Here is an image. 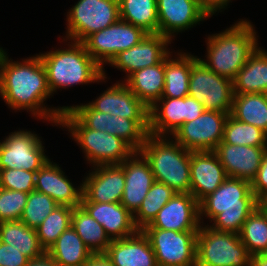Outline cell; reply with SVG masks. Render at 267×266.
Segmentation results:
<instances>
[{"label": "cell", "instance_id": "obj_1", "mask_svg": "<svg viewBox=\"0 0 267 266\" xmlns=\"http://www.w3.org/2000/svg\"><path fill=\"white\" fill-rule=\"evenodd\" d=\"M50 96L46 69L38 54L13 61L7 51L1 49L0 97L9 109L26 110L35 120L39 118L57 127L66 106L49 108L45 101Z\"/></svg>", "mask_w": 267, "mask_h": 266}, {"label": "cell", "instance_id": "obj_2", "mask_svg": "<svg viewBox=\"0 0 267 266\" xmlns=\"http://www.w3.org/2000/svg\"><path fill=\"white\" fill-rule=\"evenodd\" d=\"M257 207L258 199L251 190V183L228 177L199 202L200 223L205 224L204 219L207 218L210 228L239 234L244 222Z\"/></svg>", "mask_w": 267, "mask_h": 266}, {"label": "cell", "instance_id": "obj_3", "mask_svg": "<svg viewBox=\"0 0 267 266\" xmlns=\"http://www.w3.org/2000/svg\"><path fill=\"white\" fill-rule=\"evenodd\" d=\"M65 45L39 53L47 73V83L53 95L61 89H69L74 85H90L91 83H106L108 76L86 51L81 42L61 39ZM69 41V42H68ZM66 42V43H65ZM67 45V47H66Z\"/></svg>", "mask_w": 267, "mask_h": 266}, {"label": "cell", "instance_id": "obj_4", "mask_svg": "<svg viewBox=\"0 0 267 266\" xmlns=\"http://www.w3.org/2000/svg\"><path fill=\"white\" fill-rule=\"evenodd\" d=\"M239 20L219 33L208 34L206 59L199 58L211 71L231 80L260 44L253 22Z\"/></svg>", "mask_w": 267, "mask_h": 266}, {"label": "cell", "instance_id": "obj_5", "mask_svg": "<svg viewBox=\"0 0 267 266\" xmlns=\"http://www.w3.org/2000/svg\"><path fill=\"white\" fill-rule=\"evenodd\" d=\"M139 152L149 162L154 179L176 193H190L191 151L171 136L148 134Z\"/></svg>", "mask_w": 267, "mask_h": 266}, {"label": "cell", "instance_id": "obj_6", "mask_svg": "<svg viewBox=\"0 0 267 266\" xmlns=\"http://www.w3.org/2000/svg\"><path fill=\"white\" fill-rule=\"evenodd\" d=\"M58 127L68 130L70 139L79 145L91 167L120 165L135 152L122 138L87 128L68 108L62 113Z\"/></svg>", "mask_w": 267, "mask_h": 266}, {"label": "cell", "instance_id": "obj_7", "mask_svg": "<svg viewBox=\"0 0 267 266\" xmlns=\"http://www.w3.org/2000/svg\"><path fill=\"white\" fill-rule=\"evenodd\" d=\"M251 255L238 233L201 224L197 232L196 266H249Z\"/></svg>", "mask_w": 267, "mask_h": 266}, {"label": "cell", "instance_id": "obj_8", "mask_svg": "<svg viewBox=\"0 0 267 266\" xmlns=\"http://www.w3.org/2000/svg\"><path fill=\"white\" fill-rule=\"evenodd\" d=\"M120 19L119 0H78L66 14V32L61 37L82 42L94 32Z\"/></svg>", "mask_w": 267, "mask_h": 266}, {"label": "cell", "instance_id": "obj_9", "mask_svg": "<svg viewBox=\"0 0 267 266\" xmlns=\"http://www.w3.org/2000/svg\"><path fill=\"white\" fill-rule=\"evenodd\" d=\"M189 96L201 102L204 110L230 114L233 80L214 73L198 57L191 65Z\"/></svg>", "mask_w": 267, "mask_h": 266}, {"label": "cell", "instance_id": "obj_10", "mask_svg": "<svg viewBox=\"0 0 267 266\" xmlns=\"http://www.w3.org/2000/svg\"><path fill=\"white\" fill-rule=\"evenodd\" d=\"M149 239L158 266H196L197 232L157 228L141 230Z\"/></svg>", "mask_w": 267, "mask_h": 266}, {"label": "cell", "instance_id": "obj_11", "mask_svg": "<svg viewBox=\"0 0 267 266\" xmlns=\"http://www.w3.org/2000/svg\"><path fill=\"white\" fill-rule=\"evenodd\" d=\"M146 34L141 28L119 19L109 27L92 33L81 43L104 69L116 55L138 44Z\"/></svg>", "mask_w": 267, "mask_h": 266}, {"label": "cell", "instance_id": "obj_12", "mask_svg": "<svg viewBox=\"0 0 267 266\" xmlns=\"http://www.w3.org/2000/svg\"><path fill=\"white\" fill-rule=\"evenodd\" d=\"M42 137L30 130H15L0 142V169L39 170L50 158Z\"/></svg>", "mask_w": 267, "mask_h": 266}, {"label": "cell", "instance_id": "obj_13", "mask_svg": "<svg viewBox=\"0 0 267 266\" xmlns=\"http://www.w3.org/2000/svg\"><path fill=\"white\" fill-rule=\"evenodd\" d=\"M228 115L204 110L198 118L184 123L171 137L191 152L214 151L223 139Z\"/></svg>", "mask_w": 267, "mask_h": 266}, {"label": "cell", "instance_id": "obj_14", "mask_svg": "<svg viewBox=\"0 0 267 266\" xmlns=\"http://www.w3.org/2000/svg\"><path fill=\"white\" fill-rule=\"evenodd\" d=\"M171 42L159 33L146 34L138 44L116 55L108 66L124 72L125 78L120 80L124 82L133 72L160 63L172 51L168 47Z\"/></svg>", "mask_w": 267, "mask_h": 266}, {"label": "cell", "instance_id": "obj_15", "mask_svg": "<svg viewBox=\"0 0 267 266\" xmlns=\"http://www.w3.org/2000/svg\"><path fill=\"white\" fill-rule=\"evenodd\" d=\"M157 13L158 33L171 41L175 35L191 30L210 17L194 0H157Z\"/></svg>", "mask_w": 267, "mask_h": 266}, {"label": "cell", "instance_id": "obj_16", "mask_svg": "<svg viewBox=\"0 0 267 266\" xmlns=\"http://www.w3.org/2000/svg\"><path fill=\"white\" fill-rule=\"evenodd\" d=\"M92 168V169H91ZM82 182L81 202H121L125 188L124 169L121 165L90 167Z\"/></svg>", "mask_w": 267, "mask_h": 266}, {"label": "cell", "instance_id": "obj_17", "mask_svg": "<svg viewBox=\"0 0 267 266\" xmlns=\"http://www.w3.org/2000/svg\"><path fill=\"white\" fill-rule=\"evenodd\" d=\"M199 202L191 193H175L162 207L153 221L144 228L173 231H198Z\"/></svg>", "mask_w": 267, "mask_h": 266}, {"label": "cell", "instance_id": "obj_18", "mask_svg": "<svg viewBox=\"0 0 267 266\" xmlns=\"http://www.w3.org/2000/svg\"><path fill=\"white\" fill-rule=\"evenodd\" d=\"M59 165L49 159L36 171L35 190L50 196L60 206L78 207L82 198V183L75 187Z\"/></svg>", "mask_w": 267, "mask_h": 266}, {"label": "cell", "instance_id": "obj_19", "mask_svg": "<svg viewBox=\"0 0 267 266\" xmlns=\"http://www.w3.org/2000/svg\"><path fill=\"white\" fill-rule=\"evenodd\" d=\"M106 88L88 103L97 111L132 120H149L148 107L122 81Z\"/></svg>", "mask_w": 267, "mask_h": 266}, {"label": "cell", "instance_id": "obj_20", "mask_svg": "<svg viewBox=\"0 0 267 266\" xmlns=\"http://www.w3.org/2000/svg\"><path fill=\"white\" fill-rule=\"evenodd\" d=\"M214 152L228 177L251 183L256 177L267 147L231 145L221 141Z\"/></svg>", "mask_w": 267, "mask_h": 266}, {"label": "cell", "instance_id": "obj_21", "mask_svg": "<svg viewBox=\"0 0 267 266\" xmlns=\"http://www.w3.org/2000/svg\"><path fill=\"white\" fill-rule=\"evenodd\" d=\"M120 165L125 175V188L120 203L134 215L155 182L154 175L149 162L139 151H135Z\"/></svg>", "mask_w": 267, "mask_h": 266}, {"label": "cell", "instance_id": "obj_22", "mask_svg": "<svg viewBox=\"0 0 267 266\" xmlns=\"http://www.w3.org/2000/svg\"><path fill=\"white\" fill-rule=\"evenodd\" d=\"M228 178L214 151L191 152L190 193L200 202Z\"/></svg>", "mask_w": 267, "mask_h": 266}, {"label": "cell", "instance_id": "obj_23", "mask_svg": "<svg viewBox=\"0 0 267 266\" xmlns=\"http://www.w3.org/2000/svg\"><path fill=\"white\" fill-rule=\"evenodd\" d=\"M80 206L104 227L111 240L127 238L139 231L135 226L133 214L120 202H80Z\"/></svg>", "mask_w": 267, "mask_h": 266}, {"label": "cell", "instance_id": "obj_24", "mask_svg": "<svg viewBox=\"0 0 267 266\" xmlns=\"http://www.w3.org/2000/svg\"><path fill=\"white\" fill-rule=\"evenodd\" d=\"M105 255L114 266H158L149 239L141 230L127 238L113 239Z\"/></svg>", "mask_w": 267, "mask_h": 266}, {"label": "cell", "instance_id": "obj_25", "mask_svg": "<svg viewBox=\"0 0 267 266\" xmlns=\"http://www.w3.org/2000/svg\"><path fill=\"white\" fill-rule=\"evenodd\" d=\"M149 134L172 136L186 123V97H161L149 109Z\"/></svg>", "mask_w": 267, "mask_h": 266}, {"label": "cell", "instance_id": "obj_26", "mask_svg": "<svg viewBox=\"0 0 267 266\" xmlns=\"http://www.w3.org/2000/svg\"><path fill=\"white\" fill-rule=\"evenodd\" d=\"M165 57V86L162 97L183 98L189 96L191 65L198 58L191 52L180 50Z\"/></svg>", "mask_w": 267, "mask_h": 266}, {"label": "cell", "instance_id": "obj_27", "mask_svg": "<svg viewBox=\"0 0 267 266\" xmlns=\"http://www.w3.org/2000/svg\"><path fill=\"white\" fill-rule=\"evenodd\" d=\"M124 83L148 108L162 97L165 86V58L158 64L133 72Z\"/></svg>", "mask_w": 267, "mask_h": 266}, {"label": "cell", "instance_id": "obj_28", "mask_svg": "<svg viewBox=\"0 0 267 266\" xmlns=\"http://www.w3.org/2000/svg\"><path fill=\"white\" fill-rule=\"evenodd\" d=\"M259 46L233 79L234 94H267V50Z\"/></svg>", "mask_w": 267, "mask_h": 266}, {"label": "cell", "instance_id": "obj_29", "mask_svg": "<svg viewBox=\"0 0 267 266\" xmlns=\"http://www.w3.org/2000/svg\"><path fill=\"white\" fill-rule=\"evenodd\" d=\"M47 253L58 266H84L93 255L72 226L58 237Z\"/></svg>", "mask_w": 267, "mask_h": 266}, {"label": "cell", "instance_id": "obj_30", "mask_svg": "<svg viewBox=\"0 0 267 266\" xmlns=\"http://www.w3.org/2000/svg\"><path fill=\"white\" fill-rule=\"evenodd\" d=\"M0 241L13 246L29 259H35L45 252L40 246L36 229L20 220L0 222Z\"/></svg>", "mask_w": 267, "mask_h": 266}, {"label": "cell", "instance_id": "obj_31", "mask_svg": "<svg viewBox=\"0 0 267 266\" xmlns=\"http://www.w3.org/2000/svg\"><path fill=\"white\" fill-rule=\"evenodd\" d=\"M230 115L251 124L267 134V94H234Z\"/></svg>", "mask_w": 267, "mask_h": 266}, {"label": "cell", "instance_id": "obj_32", "mask_svg": "<svg viewBox=\"0 0 267 266\" xmlns=\"http://www.w3.org/2000/svg\"><path fill=\"white\" fill-rule=\"evenodd\" d=\"M71 226L93 254L105 253L112 241L104 227L81 206L73 208Z\"/></svg>", "mask_w": 267, "mask_h": 266}, {"label": "cell", "instance_id": "obj_33", "mask_svg": "<svg viewBox=\"0 0 267 266\" xmlns=\"http://www.w3.org/2000/svg\"><path fill=\"white\" fill-rule=\"evenodd\" d=\"M120 19L147 34L158 33L157 0H119Z\"/></svg>", "mask_w": 267, "mask_h": 266}, {"label": "cell", "instance_id": "obj_34", "mask_svg": "<svg viewBox=\"0 0 267 266\" xmlns=\"http://www.w3.org/2000/svg\"><path fill=\"white\" fill-rule=\"evenodd\" d=\"M105 132L122 138L139 151L149 134V120H132L107 113Z\"/></svg>", "mask_w": 267, "mask_h": 266}, {"label": "cell", "instance_id": "obj_35", "mask_svg": "<svg viewBox=\"0 0 267 266\" xmlns=\"http://www.w3.org/2000/svg\"><path fill=\"white\" fill-rule=\"evenodd\" d=\"M239 236L251 256L267 253V212L257 207L244 222Z\"/></svg>", "mask_w": 267, "mask_h": 266}, {"label": "cell", "instance_id": "obj_36", "mask_svg": "<svg viewBox=\"0 0 267 266\" xmlns=\"http://www.w3.org/2000/svg\"><path fill=\"white\" fill-rule=\"evenodd\" d=\"M175 193L168 185L155 181L142 201L140 208L133 215L135 226L142 230L149 225Z\"/></svg>", "mask_w": 267, "mask_h": 266}, {"label": "cell", "instance_id": "obj_37", "mask_svg": "<svg viewBox=\"0 0 267 266\" xmlns=\"http://www.w3.org/2000/svg\"><path fill=\"white\" fill-rule=\"evenodd\" d=\"M222 142L231 145L267 147V134L251 124L238 121L229 114Z\"/></svg>", "mask_w": 267, "mask_h": 266}, {"label": "cell", "instance_id": "obj_38", "mask_svg": "<svg viewBox=\"0 0 267 266\" xmlns=\"http://www.w3.org/2000/svg\"><path fill=\"white\" fill-rule=\"evenodd\" d=\"M73 208L58 205L36 228L40 246L47 251L58 237L71 226Z\"/></svg>", "mask_w": 267, "mask_h": 266}, {"label": "cell", "instance_id": "obj_39", "mask_svg": "<svg viewBox=\"0 0 267 266\" xmlns=\"http://www.w3.org/2000/svg\"><path fill=\"white\" fill-rule=\"evenodd\" d=\"M58 206L50 196L37 190L29 193L20 221L36 229L44 219Z\"/></svg>", "mask_w": 267, "mask_h": 266}, {"label": "cell", "instance_id": "obj_40", "mask_svg": "<svg viewBox=\"0 0 267 266\" xmlns=\"http://www.w3.org/2000/svg\"><path fill=\"white\" fill-rule=\"evenodd\" d=\"M29 193L15 190H0V222L18 221L26 206Z\"/></svg>", "mask_w": 267, "mask_h": 266}, {"label": "cell", "instance_id": "obj_41", "mask_svg": "<svg viewBox=\"0 0 267 266\" xmlns=\"http://www.w3.org/2000/svg\"><path fill=\"white\" fill-rule=\"evenodd\" d=\"M36 171L0 169L1 187L7 190L30 193L35 190Z\"/></svg>", "mask_w": 267, "mask_h": 266}, {"label": "cell", "instance_id": "obj_42", "mask_svg": "<svg viewBox=\"0 0 267 266\" xmlns=\"http://www.w3.org/2000/svg\"><path fill=\"white\" fill-rule=\"evenodd\" d=\"M87 128L105 132L107 113L95 110L89 103L66 106Z\"/></svg>", "mask_w": 267, "mask_h": 266}, {"label": "cell", "instance_id": "obj_43", "mask_svg": "<svg viewBox=\"0 0 267 266\" xmlns=\"http://www.w3.org/2000/svg\"><path fill=\"white\" fill-rule=\"evenodd\" d=\"M29 260L13 246L0 241V266H26Z\"/></svg>", "mask_w": 267, "mask_h": 266}, {"label": "cell", "instance_id": "obj_44", "mask_svg": "<svg viewBox=\"0 0 267 266\" xmlns=\"http://www.w3.org/2000/svg\"><path fill=\"white\" fill-rule=\"evenodd\" d=\"M251 190L257 199L267 192V152L263 156L255 179L251 182Z\"/></svg>", "mask_w": 267, "mask_h": 266}, {"label": "cell", "instance_id": "obj_45", "mask_svg": "<svg viewBox=\"0 0 267 266\" xmlns=\"http://www.w3.org/2000/svg\"><path fill=\"white\" fill-rule=\"evenodd\" d=\"M204 111L203 104L191 96H186V122L198 118Z\"/></svg>", "mask_w": 267, "mask_h": 266}, {"label": "cell", "instance_id": "obj_46", "mask_svg": "<svg viewBox=\"0 0 267 266\" xmlns=\"http://www.w3.org/2000/svg\"><path fill=\"white\" fill-rule=\"evenodd\" d=\"M233 0H207V14L212 17L216 13L224 12Z\"/></svg>", "mask_w": 267, "mask_h": 266}, {"label": "cell", "instance_id": "obj_47", "mask_svg": "<svg viewBox=\"0 0 267 266\" xmlns=\"http://www.w3.org/2000/svg\"><path fill=\"white\" fill-rule=\"evenodd\" d=\"M26 266H58L54 259L45 251L41 256L30 259Z\"/></svg>", "mask_w": 267, "mask_h": 266}, {"label": "cell", "instance_id": "obj_48", "mask_svg": "<svg viewBox=\"0 0 267 266\" xmlns=\"http://www.w3.org/2000/svg\"><path fill=\"white\" fill-rule=\"evenodd\" d=\"M84 266H114L105 253L93 254Z\"/></svg>", "mask_w": 267, "mask_h": 266}, {"label": "cell", "instance_id": "obj_49", "mask_svg": "<svg viewBox=\"0 0 267 266\" xmlns=\"http://www.w3.org/2000/svg\"><path fill=\"white\" fill-rule=\"evenodd\" d=\"M249 266H267V253L251 256Z\"/></svg>", "mask_w": 267, "mask_h": 266}, {"label": "cell", "instance_id": "obj_50", "mask_svg": "<svg viewBox=\"0 0 267 266\" xmlns=\"http://www.w3.org/2000/svg\"><path fill=\"white\" fill-rule=\"evenodd\" d=\"M258 207L262 210L267 212V192H265L259 199H258Z\"/></svg>", "mask_w": 267, "mask_h": 266}, {"label": "cell", "instance_id": "obj_51", "mask_svg": "<svg viewBox=\"0 0 267 266\" xmlns=\"http://www.w3.org/2000/svg\"><path fill=\"white\" fill-rule=\"evenodd\" d=\"M194 1L200 4L204 8L205 12L207 13V0H194Z\"/></svg>", "mask_w": 267, "mask_h": 266}]
</instances>
